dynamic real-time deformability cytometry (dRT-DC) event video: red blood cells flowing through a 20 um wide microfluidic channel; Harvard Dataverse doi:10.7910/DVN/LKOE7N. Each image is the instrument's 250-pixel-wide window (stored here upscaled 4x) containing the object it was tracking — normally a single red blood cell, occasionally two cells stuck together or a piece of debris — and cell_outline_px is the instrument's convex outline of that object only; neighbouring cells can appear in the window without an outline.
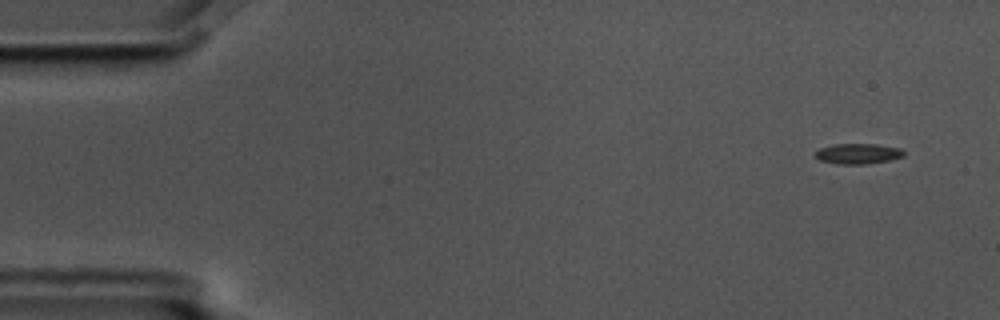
{"species": "common noctule bat (a hibernating species)", "species_latin": "Nyctalus noctula", "temperature_condition": "cold", "stored_images_in_passage": 8, "camera_frame_rate_fps": 3000, "um_per_image_px": 0.085, "animal": {"sex": "male", "body_mass_g": 17.5, "forearm_length_mm": 52.3}, "frame": {"image": 1, "passage_image": 2, "time_ms": 0.333, "image_size_px": [1000, 320], "cell_outline_px": [[904, 156], [888, 160], [864, 164], [840, 164], [820, 160], [816, 156], [816, 152], [820, 148], [832, 144], [876, 144], [900, 148], [904, 152]], "centroid_in_image_um": [72.93, 13.05], "position_along_channel_um": 12.1, "area_um2": 10.35}}